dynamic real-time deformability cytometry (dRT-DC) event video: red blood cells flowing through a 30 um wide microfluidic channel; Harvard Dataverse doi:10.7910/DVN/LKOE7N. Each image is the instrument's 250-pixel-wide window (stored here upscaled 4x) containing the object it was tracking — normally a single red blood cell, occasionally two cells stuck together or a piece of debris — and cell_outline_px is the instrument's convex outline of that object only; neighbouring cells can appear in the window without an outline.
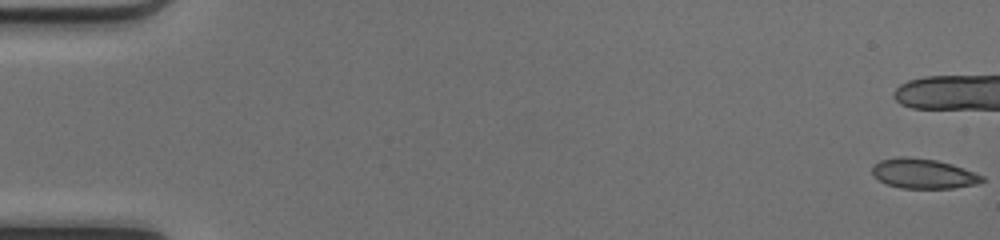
{"species": "common noctule bat (a hibernating species)", "species_latin": "Nyctalus noctula", "temperature_condition": "cold", "stored_images_in_passage": 14, "camera_frame_rate_fps": 3000, "um_per_image_px": 0.085, "animal": {"sex": "female", "body_mass_g": 17.0, "forearm_length_mm": 48.0}, "frame": {"image": 1, "passage_image": 1, "time_ms": 0.0, "image_size_px": [1000, 240], "cell_outline_px": [[984, 180], [976, 184], [952, 188], [900, 188], [888, 184], [872, 176], [872, 164], [880, 160], [896, 156], [908, 156], [936, 160], [952, 164], [964, 168], [984, 176]], "centroid_in_image_um": [78.45, 14.74], "position_along_channel_um": 6.6, "area_um2": 19.25}}